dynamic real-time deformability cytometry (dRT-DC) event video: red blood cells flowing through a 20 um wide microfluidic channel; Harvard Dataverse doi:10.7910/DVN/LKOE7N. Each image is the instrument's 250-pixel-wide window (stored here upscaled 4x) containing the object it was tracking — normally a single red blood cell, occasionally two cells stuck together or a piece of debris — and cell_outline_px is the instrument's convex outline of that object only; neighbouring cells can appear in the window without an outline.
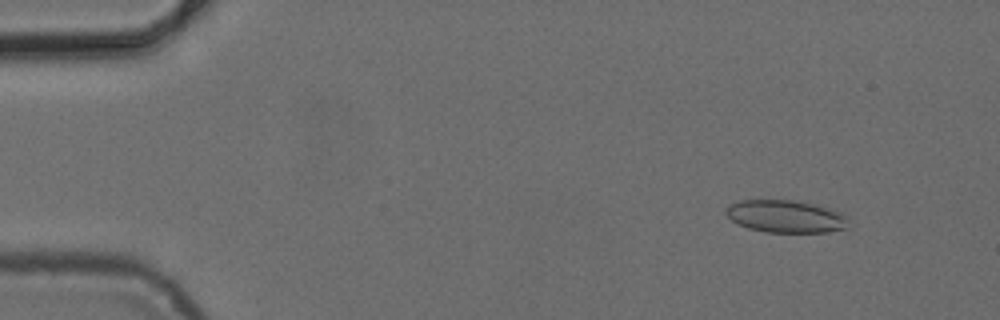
{"species": "common noctule bat (a hibernating species)", "species_latin": "Nyctalus noctula", "temperature_condition": "cold", "stored_images_in_passage": 8, "camera_frame_rate_fps": 3000, "um_per_image_px": 0.085, "animal": {"sex": "female", "body_mass_g": 24.6, "forearm_length_mm": 56.2}, "frame": {"image": 1, "passage_image": 2, "time_ms": 1.0, "image_size_px": [1000, 320], "cell_outline_px": [[852, 220], [848, 228], [828, 232], [764, 232], [748, 228], [732, 220], [724, 212], [724, 208], [728, 204], [740, 200], [796, 200], [828, 208], [840, 212], [848, 216]], "centroid_in_image_um": [66.82, 18.39], "position_along_channel_um": 18.2, "area_um2": 23.52}}
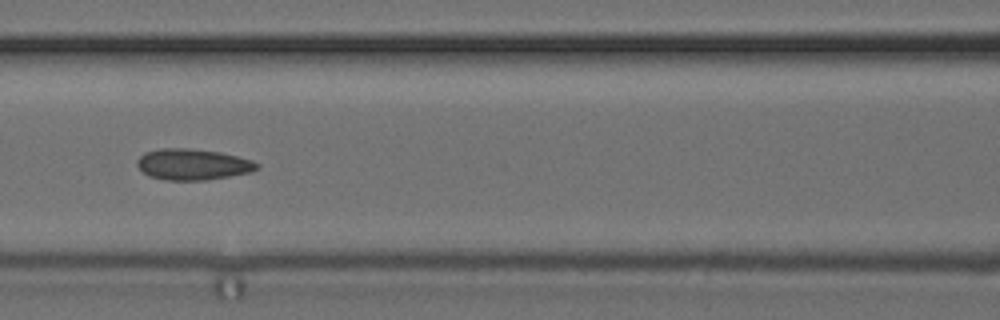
{"frame": {"image": 2, "passage_image": 7, "time_ms": 7.0, "image_size_px": [1000, 320], "cell_outline_px": [[260, 168], [252, 172], [204, 180], [168, 180], [148, 176], [136, 164], [136, 160], [144, 152], [160, 148], [188, 148], [220, 152], [252, 160], [260, 164]], "centroid_in_image_um": [16.39, 13.96], "position_along_channel_um": 150.2, "area_um2": 21.73}}
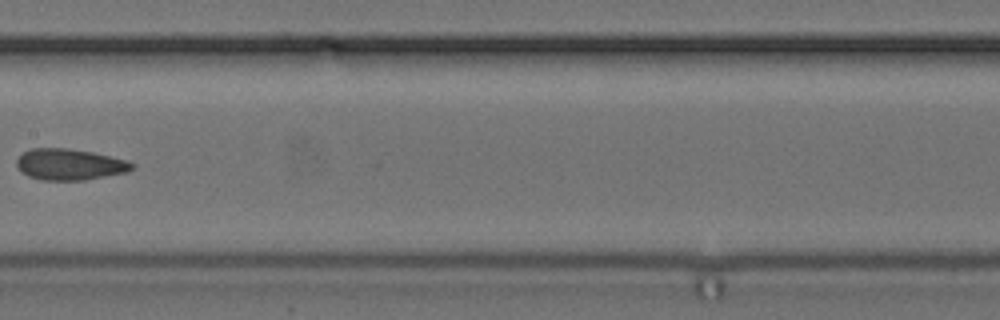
{"frame": {"image": 3, "passage_image": 8, "time_ms": 8.333, "image_size_px": [1000, 320], "cell_outline_px": [[136, 168], [128, 172], [84, 180], [40, 180], [28, 176], [20, 172], [16, 164], [16, 160], [24, 152], [32, 148], [68, 148], [92, 152], [124, 160], [136, 164]], "centroid_in_image_um": [5.92, 13.98], "position_along_channel_um": 201.5, "area_um2": 21.04}}